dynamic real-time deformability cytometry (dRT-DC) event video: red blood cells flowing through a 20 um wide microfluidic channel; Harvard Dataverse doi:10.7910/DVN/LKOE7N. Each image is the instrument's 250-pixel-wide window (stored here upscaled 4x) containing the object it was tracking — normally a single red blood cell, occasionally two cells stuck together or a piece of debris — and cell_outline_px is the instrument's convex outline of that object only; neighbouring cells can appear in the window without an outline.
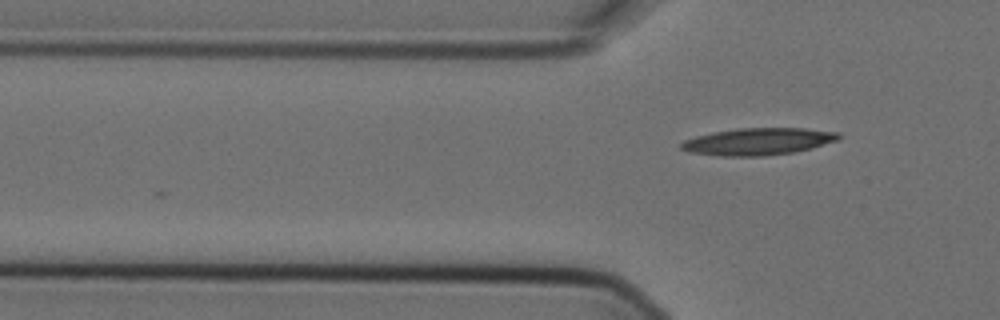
{"species": "Egyptian fruit bat (a non-hibernating species)", "species_latin": "Rousettus aegyptiacus", "temperature_condition": "cold", "stored_images_in_passage": 4, "segment_of_instrument_passage": [2, 2], "camera_frame_rate_fps": 3000, "um_per_image_px": 0.085, "animal": {"sex": "female"}, "frame": {"image": 1, "passage_image": 4, "time_ms": 1.0, "image_size_px": [1000, 320], "cell_outline_px": [[840, 140], [812, 148], [792, 152], [764, 156], [720, 156], [688, 152], [680, 148], [680, 144], [684, 140], [696, 136], [712, 132], [736, 128], [804, 128], [840, 132]], "centroid_in_image_um": [64.45, 12.02], "position_along_channel_um": 61.4, "area_um2": 25.03}}